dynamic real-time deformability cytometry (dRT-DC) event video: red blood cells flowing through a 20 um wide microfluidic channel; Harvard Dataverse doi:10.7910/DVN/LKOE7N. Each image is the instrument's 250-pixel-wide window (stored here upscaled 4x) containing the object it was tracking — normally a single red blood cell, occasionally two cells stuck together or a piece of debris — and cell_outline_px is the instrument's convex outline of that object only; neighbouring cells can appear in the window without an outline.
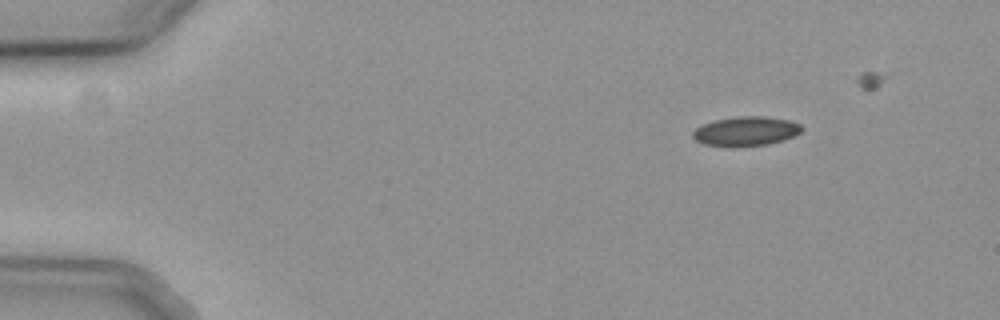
{"species": "common noctule bat (a hibernating species)", "species_latin": "Nyctalus noctula", "temperature_condition": "cold", "stored_images_in_passage": 7, "camera_frame_rate_fps": 3000, "um_per_image_px": 0.085, "animal": {"sex": "female", "body_mass_g": 19.3, "forearm_length_mm": 54.1}, "frame": {"image": 1, "passage_image": 1, "time_ms": 0.0, "image_size_px": [1000, 320], "cell_outline_px": [[804, 128], [800, 132], [784, 140], [768, 144], [732, 148], [704, 144], [696, 140], [692, 136], [692, 132], [696, 128], [704, 124], [716, 120], [736, 116], [764, 116], [788, 120], [800, 124]], "centroid_in_image_um": [63.39, 11.17], "position_along_channel_um": 21.6, "area_um2": 18.79}}